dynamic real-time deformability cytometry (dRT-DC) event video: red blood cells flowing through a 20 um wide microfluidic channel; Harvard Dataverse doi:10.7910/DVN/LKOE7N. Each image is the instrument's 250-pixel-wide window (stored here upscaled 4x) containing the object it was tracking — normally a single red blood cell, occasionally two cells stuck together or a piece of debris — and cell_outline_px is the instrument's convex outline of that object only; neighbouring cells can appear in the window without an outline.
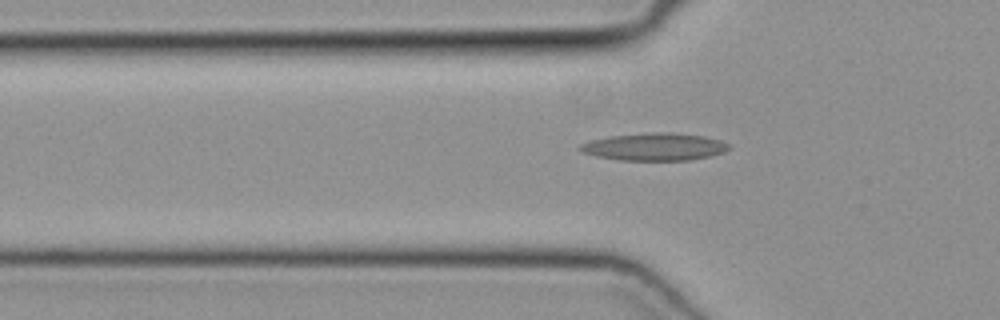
{"species": "common noctule bat (a hibernating species)", "species_latin": "Nyctalus noctula", "temperature_condition": "cold", "stored_images_in_passage": 38, "camera_frame_rate_fps": 3000, "um_per_image_px": 0.085, "animal": {"sex": "female", "body_mass_g": 19.3, "forearm_length_mm": 54.1}, "frame": {"image": 1, "passage_image": 5, "time_ms": 1.333, "image_size_px": [1000, 320], "cell_outline_px": [[732, 148], [724, 152], [708, 156], [688, 160], [620, 160], [596, 156], [584, 152], [580, 148], [580, 144], [592, 140], [608, 136], [648, 132], [668, 132], [704, 136], [720, 140], [728, 144]], "centroid_in_image_um": [55.65, 12.47], "position_along_channel_um": 70.1, "area_um2": 23.7}}
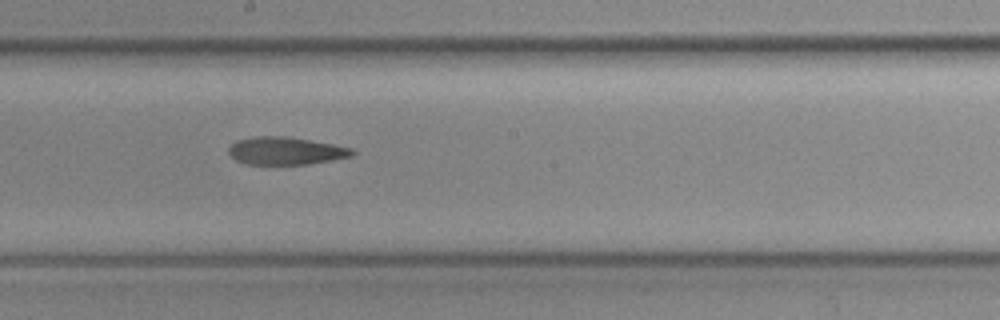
{"frame": {"image": 2, "passage_image": 16, "time_ms": 5.0, "image_size_px": [1000, 320], "cell_outline_px": [[356, 152], [352, 156], [332, 160], [308, 164], [244, 164], [236, 160], [228, 152], [228, 148], [236, 140], [256, 136], [284, 136], [332, 144], [352, 148]], "centroid_in_image_um": [24.27, 12.82], "position_along_channel_um": 223.9, "area_um2": 19.83}}
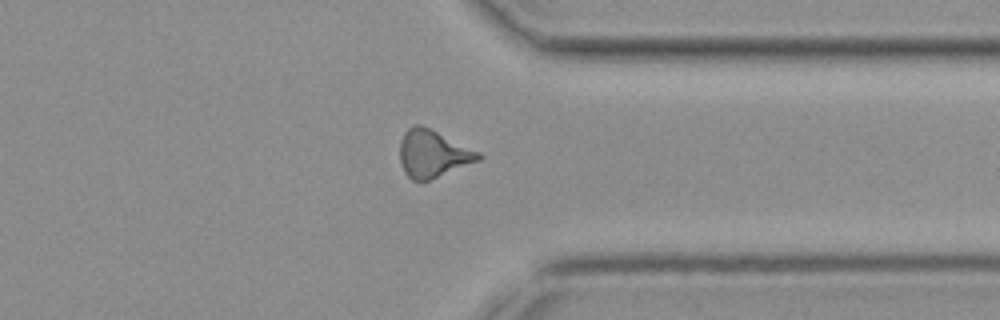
{"frame": {"image": 3, "passage_image": 27, "time_ms": 8.667, "image_size_px": [1000, 320], "cell_outline_px": [[484, 156], [480, 160], [420, 184], [412, 180], [404, 172], [400, 164], [400, 140], [404, 132], [412, 124], [420, 124], [480, 152]], "centroid_in_image_um": [36.76, 13.09], "position_along_channel_um": 374.6, "area_um2": 21.91}}